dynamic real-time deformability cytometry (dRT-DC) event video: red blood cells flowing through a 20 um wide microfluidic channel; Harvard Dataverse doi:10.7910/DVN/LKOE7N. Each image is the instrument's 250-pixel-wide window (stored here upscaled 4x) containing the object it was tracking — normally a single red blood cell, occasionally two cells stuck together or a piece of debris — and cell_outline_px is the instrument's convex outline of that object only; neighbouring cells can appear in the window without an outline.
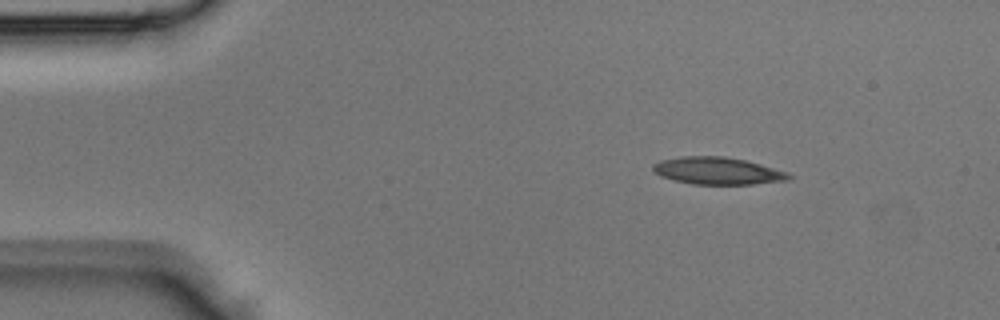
{"species": "Egyptian fruit bat (a non-hibernating species)", "species_latin": "Rousettus aegyptiacus", "temperature_condition": "room temperature", "stored_images_in_passage": 2, "camera_frame_rate_fps": 3000, "um_per_image_px": 0.085, "animal": {"sex": "male"}, "frame": {"image": 1, "passage_image": 1, "time_ms": 0.0, "image_size_px": [1000, 320], "cell_outline_px": [[796, 176], [788, 180], [752, 184], [692, 184], [672, 180], [660, 176], [652, 168], [652, 164], [660, 160], [680, 156], [724, 156], [744, 160], [760, 164], [788, 172]], "centroid_in_image_um": [60.99, 14.52], "position_along_channel_um": 24.0, "area_um2": 21.68}}